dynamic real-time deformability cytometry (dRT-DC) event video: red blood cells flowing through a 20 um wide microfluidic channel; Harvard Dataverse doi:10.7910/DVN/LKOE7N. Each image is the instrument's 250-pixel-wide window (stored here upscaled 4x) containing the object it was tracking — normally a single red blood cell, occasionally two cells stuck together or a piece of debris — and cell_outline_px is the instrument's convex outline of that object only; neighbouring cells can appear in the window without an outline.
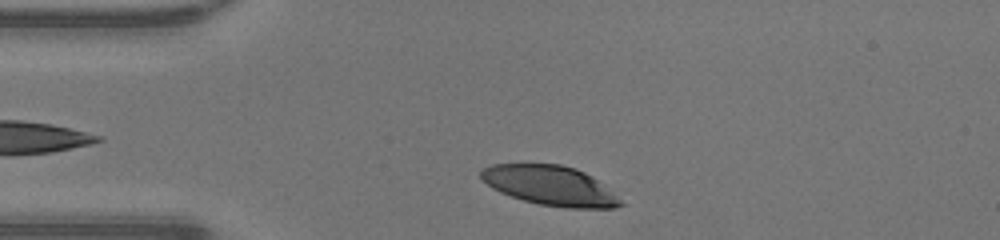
{"species": "human", "species_latin": "Homo sapiens", "temperature_condition": "warm", "stored_images_in_passage": 29, "camera_frame_rate_fps": 3000, "um_per_image_px": 0.085, "donor": {"sex": "male"}, "frame": {"image": 1, "passage_image": 2, "time_ms": 0.333, "image_size_px": [1000, 240], "cell_outline_px": [[624, 204], [616, 208], [564, 208], [540, 204], [524, 200], [500, 192], [492, 188], [480, 176], [480, 172], [484, 168], [492, 164], [560, 164], [576, 168], [592, 176], [616, 196]], "centroid_in_image_um": [46.76, 15.77], "position_along_channel_um": 38.2, "area_um2": 31.91}}
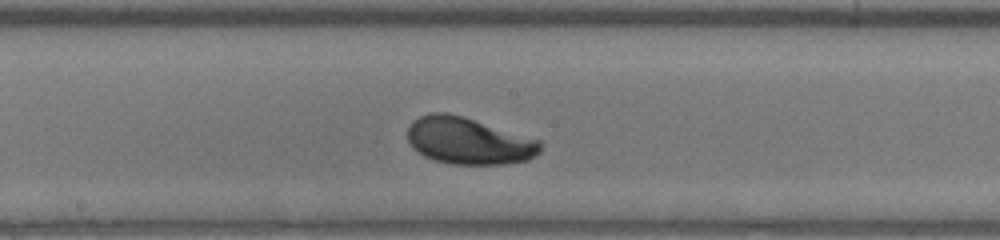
{"frame": {"image": 2, "passage_image": 16, "time_ms": 5.0, "image_size_px": [1000, 240], "cell_outline_px": [[540, 152], [528, 160], [504, 164], [452, 164], [436, 160], [424, 156], [416, 152], [412, 148], [408, 140], [408, 128], [412, 120], [420, 116], [432, 112], [444, 112], [464, 116], [540, 140]], "centroid_in_image_um": [39.8, 11.97], "position_along_channel_um": 208.4, "area_um2": 36.3}}
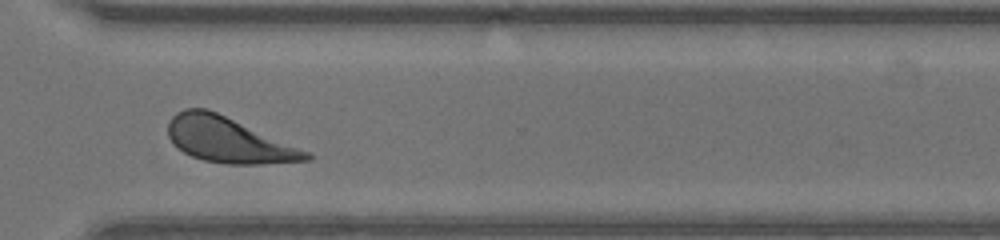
{"frame": {"image": 3, "passage_image": 26, "time_ms": 8.333, "image_size_px": [1000, 240], "cell_outline_px": [[312, 160], [264, 164], [228, 164], [204, 160], [192, 156], [184, 152], [172, 144], [168, 136], [168, 124], [172, 116], [176, 112], [184, 108], [208, 108], [312, 152]], "centroid_in_image_um": [19.44, 11.89], "position_along_channel_um": 351.2, "area_um2": 36.88}, "authors_computed_cell_mechanics": {"area_um2": 35.7782, "velocity_mm_per_s": 4.2999, "shape_relaxation_time_tau1_ms": 1.9444, "shape_relaxation_time_tau2_ms": null, "deformation_change_tau1": 0.1478, "deformation_change_tau2": null}}